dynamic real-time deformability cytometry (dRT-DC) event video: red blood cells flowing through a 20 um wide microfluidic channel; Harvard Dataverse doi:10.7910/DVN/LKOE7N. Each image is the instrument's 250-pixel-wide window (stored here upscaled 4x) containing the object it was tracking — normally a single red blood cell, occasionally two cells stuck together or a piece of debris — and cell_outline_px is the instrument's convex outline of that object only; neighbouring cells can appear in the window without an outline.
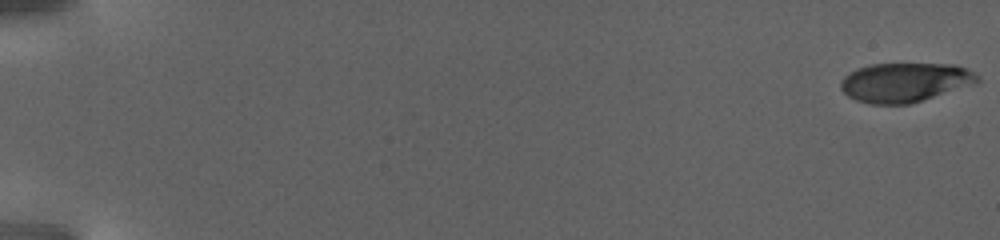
{"species": "human", "species_latin": "Homo sapiens", "temperature_condition": "warm", "stored_images_in_passage": 104, "camera_frame_rate_fps": 3000, "um_per_image_px": 0.085, "donor": {"sex": "female"}, "frame": {"image": 1, "passage_image": 1, "time_ms": 0.0, "image_size_px": [1000, 240], "cell_outline_px": [[980, 80], [976, 84], [908, 104], [872, 104], [856, 100], [848, 96], [840, 88], [840, 80], [844, 76], [856, 68], [872, 64], [952, 64], [976, 72], [980, 76]], "centroid_in_image_um": [76.92, 6.99], "position_along_channel_um": 8.1, "area_um2": 31.33}}
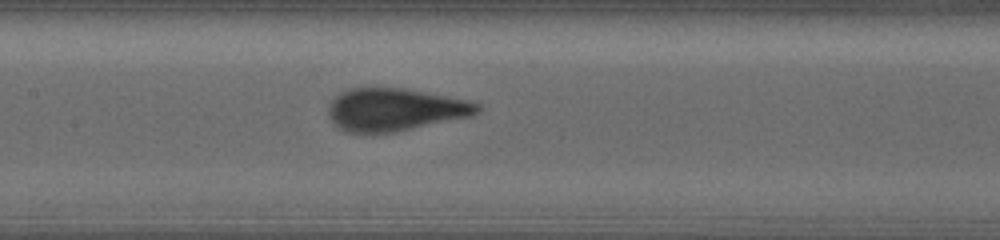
{"frame": {"image": 2, "passage_image": 54, "time_ms": 17.667, "image_size_px": [1000, 240], "cell_outline_px": [[480, 112], [472, 116], [396, 132], [344, 132], [336, 128], [332, 124], [328, 116], [328, 104], [340, 92], [348, 88], [404, 88], [468, 100], [480, 104]], "centroid_in_image_um": [33.54, 9.32], "position_along_channel_um": 173.9, "area_um2": 37.28}}
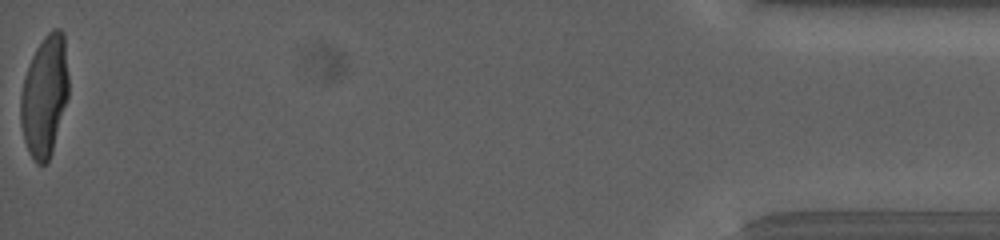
{"frame": {"image": 3, "passage_image": 104, "time_ms": 34.333, "image_size_px": [1000, 240], "cell_outline_px": [[68, 96], [52, 152], [48, 160], [44, 164], [36, 164], [28, 152], [24, 140], [20, 124], [20, 96], [24, 80], [32, 56], [36, 48], [44, 36], [52, 28], [60, 28], [64, 32], [68, 76]], "centroid_in_image_um": [3.79, 8.15], "position_along_channel_um": 431.4, "area_um2": 33.87}}